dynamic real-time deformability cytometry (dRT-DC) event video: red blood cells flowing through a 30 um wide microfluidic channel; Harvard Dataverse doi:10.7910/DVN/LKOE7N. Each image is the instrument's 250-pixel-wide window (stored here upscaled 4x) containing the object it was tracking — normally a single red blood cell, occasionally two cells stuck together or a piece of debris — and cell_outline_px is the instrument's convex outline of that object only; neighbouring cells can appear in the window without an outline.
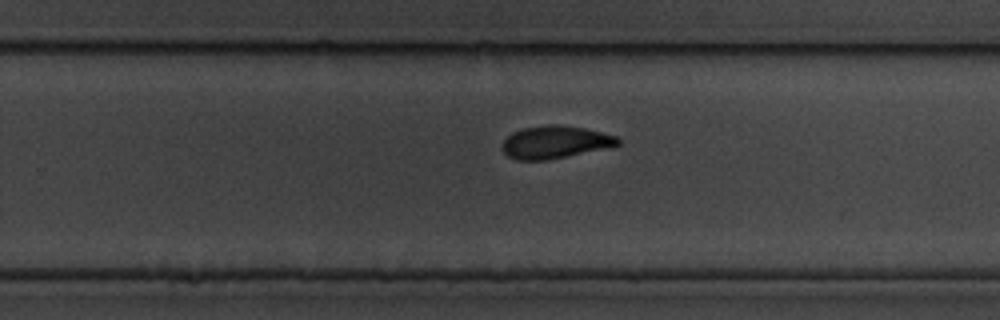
{"species": "common noctule bat (a hibernating species)", "species_latin": "Nyctalus noctula", "temperature_condition": "cold", "stored_images_in_passage": 8, "segment_of_instrument_passage": [2, 2], "camera_frame_rate_fps": 3000, "um_per_image_px": 0.085, "animal": {"sex": "male", "body_mass_g": 19.5, "forearm_length_mm": 54.6}, "frame": {"image": 1, "passage_image": 8, "time_ms": 2.333, "image_size_px": [1000, 320], "cell_outline_px": [[620, 144], [612, 148], [548, 160], [516, 160], [508, 156], [500, 148], [504, 140], [512, 132], [524, 128], [548, 124], [560, 124], [584, 128], [616, 136], [620, 140]], "centroid_in_image_um": [47.2, 12.09], "position_along_channel_um": 282.6, "area_um2": 22.31}}